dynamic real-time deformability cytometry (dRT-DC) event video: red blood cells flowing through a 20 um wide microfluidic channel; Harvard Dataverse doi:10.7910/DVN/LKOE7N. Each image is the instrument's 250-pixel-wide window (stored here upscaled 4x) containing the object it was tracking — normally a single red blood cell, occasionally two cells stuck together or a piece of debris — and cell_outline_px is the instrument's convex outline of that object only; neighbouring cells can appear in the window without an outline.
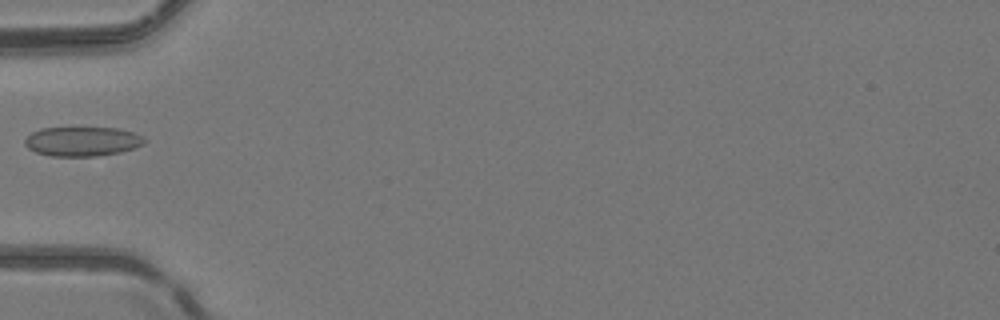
{"species": "common noctule bat (a hibernating species)", "species_latin": "Nyctalus noctula", "temperature_condition": "room temperature", "stored_images_in_passage": 4, "camera_frame_rate_fps": 3000, "um_per_image_px": 0.085, "animal": {"sex": "female", "body_mass_g": 24.6, "forearm_length_mm": 56.2}, "frame": {"image": 1, "passage_image": 1, "time_ms": 0.0, "image_size_px": [1000, 320], "cell_outline_px": [[148, 140], [144, 144], [120, 152], [96, 156], [52, 156], [36, 152], [28, 148], [24, 144], [24, 140], [32, 132], [40, 128], [116, 128], [132, 132], [144, 136]], "centroid_in_image_um": [7.0, 12.02], "position_along_channel_um": 78.0, "area_um2": 20.46}}
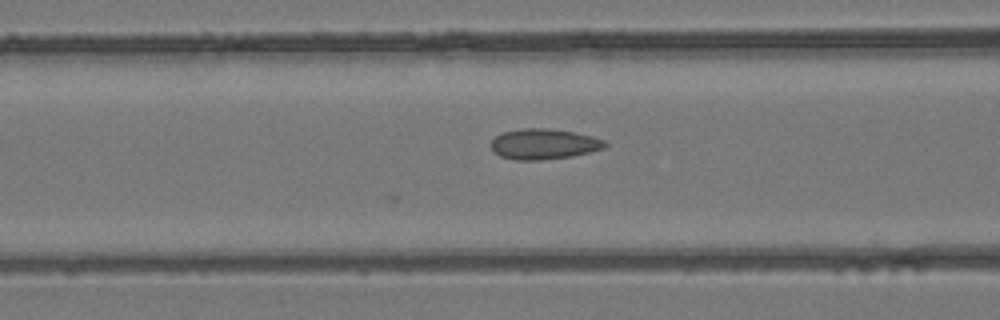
{"frame": {"image": 2, "passage_image": 4, "time_ms": 1.0, "image_size_px": [1000, 320], "cell_outline_px": [[608, 144], [604, 148], [572, 156], [540, 160], [516, 160], [500, 156], [492, 152], [492, 140], [500, 132], [520, 128], [548, 128], [576, 132], [592, 136], [604, 140]], "centroid_in_image_um": [46.2, 12.23], "position_along_channel_um": 120.4, "area_um2": 20.4}}